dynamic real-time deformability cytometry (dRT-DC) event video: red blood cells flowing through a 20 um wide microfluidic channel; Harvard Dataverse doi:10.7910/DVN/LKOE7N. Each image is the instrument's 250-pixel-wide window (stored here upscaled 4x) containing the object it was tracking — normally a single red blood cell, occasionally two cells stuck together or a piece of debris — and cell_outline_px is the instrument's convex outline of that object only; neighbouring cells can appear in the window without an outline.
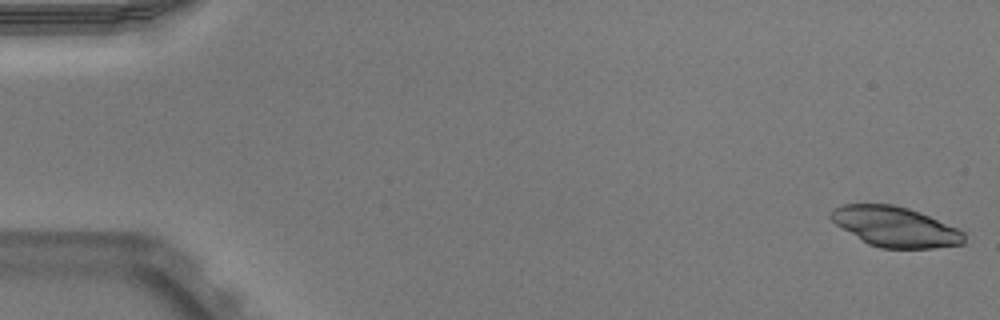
{"species": "Egyptian fruit bat (a non-hibernating species)", "species_latin": "Rousettus aegyptiacus", "temperature_condition": "warm", "stored_images_in_passage": 51, "camera_frame_rate_fps": 3000, "um_per_image_px": 0.085, "animal": {"sex": "male"}, "frame": {"image": 1, "passage_image": 1, "time_ms": 0.0, "image_size_px": [1000, 320], "cell_outline_px": [[964, 244], [932, 248], [880, 248], [868, 244], [836, 224], [828, 216], [828, 212], [832, 208], [840, 204], [892, 204], [908, 208], [920, 212], [956, 228], [964, 232]], "centroid_in_image_um": [76.05, 19.26], "position_along_channel_um": 8.9, "area_um2": 31.04}}
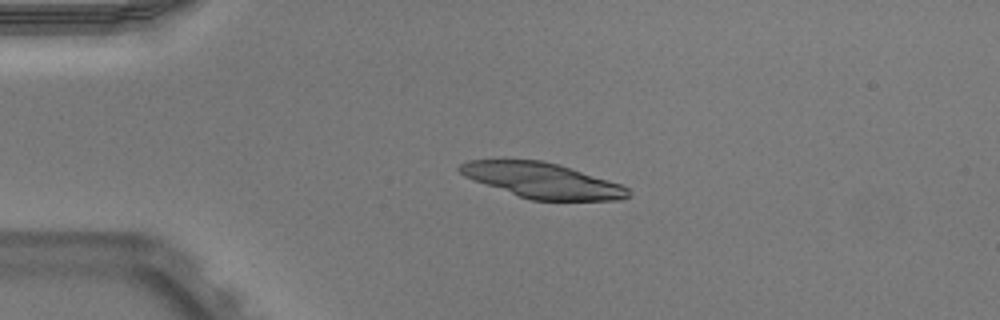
{"frame": {"image": 2, "passage_image": 12, "time_ms": 3.667, "image_size_px": [1000, 320], "cell_outline_px": [[632, 192], [628, 196], [620, 200], [532, 200], [520, 196], [464, 176], [456, 168], [460, 164], [468, 160], [544, 160], [560, 164], [620, 184], [628, 188]], "centroid_in_image_um": [46.12, 15.33], "position_along_channel_um": 38.9, "area_um2": 34.16}}